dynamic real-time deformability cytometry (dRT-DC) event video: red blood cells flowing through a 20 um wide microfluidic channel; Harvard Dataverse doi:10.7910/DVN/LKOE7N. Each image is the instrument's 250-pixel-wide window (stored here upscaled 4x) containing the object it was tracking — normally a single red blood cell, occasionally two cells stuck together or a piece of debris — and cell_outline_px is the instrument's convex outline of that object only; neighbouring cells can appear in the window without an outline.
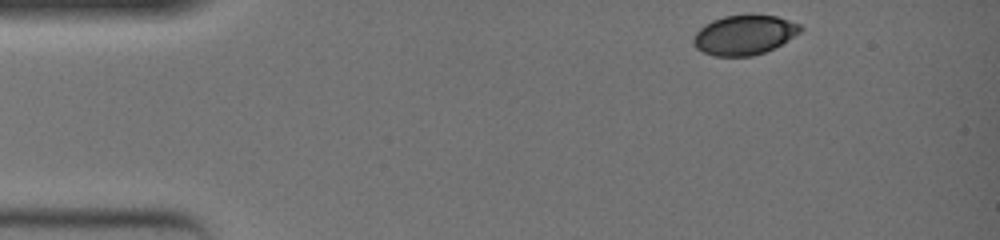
{"species": "common noctule bat (a hibernating species)", "species_latin": "Nyctalus noctula", "temperature_condition": "warm", "stored_images_in_passage": 42, "camera_frame_rate_fps": 3000, "um_per_image_px": 0.085, "animal": {"sex": "female", "body_mass_g": 19.0, "forearm_length_mm": 51.5}, "frame": {"image": 1, "passage_image": 1, "time_ms": 0.0, "image_size_px": [1000, 240], "cell_outline_px": [[804, 28], [800, 32], [780, 44], [764, 52], [752, 56], [712, 56], [696, 48], [692, 40], [696, 32], [704, 24], [712, 20], [724, 16], [744, 12], [752, 12], [776, 16], [800, 24]], "centroid_in_image_um": [63.25, 2.92], "position_along_channel_um": 21.8, "area_um2": 25.2}}
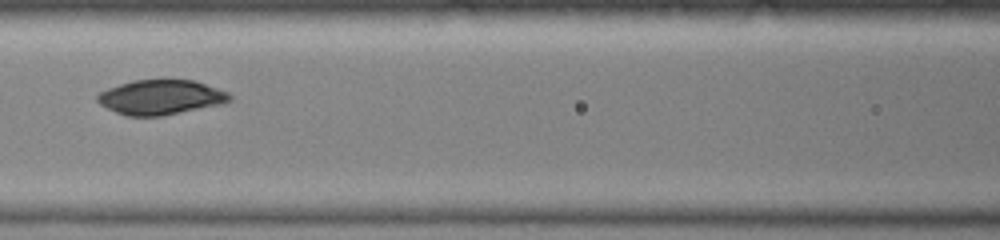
{"frame": {"image": 2, "passage_image": 18, "time_ms": 5.667, "image_size_px": [1000, 240], "cell_outline_px": [[232, 100], [224, 104], [160, 116], [128, 116], [116, 112], [100, 104], [96, 100], [96, 96], [100, 92], [108, 88], [132, 80], [196, 80], [228, 92], [232, 96]], "centroid_in_image_um": [13.69, 8.26], "position_along_channel_um": 152.9, "area_um2": 26.82}}
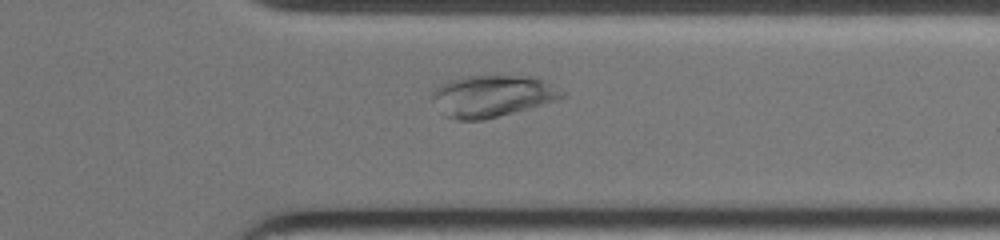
{"frame": {"image": 3, "passage_image": 35, "time_ms": 11.333, "image_size_px": [1000, 240], "cell_outline_px": [[564, 96], [552, 100], [496, 116], [480, 120], [460, 120], [444, 116], [436, 96], [436, 88], [452, 80], [468, 76], [488, 72], [500, 72], [528, 76], [540, 80]], "centroid_in_image_um": [41.78, 8.1], "position_along_channel_um": 369.6, "area_um2": 30.29}, "authors_computed_cell_mechanics": {"area_um2": 27.3394, "velocity_mm_per_s": 3.8104, "shape_relaxation_time_tau1_ms": null, "shape_relaxation_time_tau2_ms": 4.2715, "deformation_change_tau1": null, "deformation_change_tau2": 0.0534}}